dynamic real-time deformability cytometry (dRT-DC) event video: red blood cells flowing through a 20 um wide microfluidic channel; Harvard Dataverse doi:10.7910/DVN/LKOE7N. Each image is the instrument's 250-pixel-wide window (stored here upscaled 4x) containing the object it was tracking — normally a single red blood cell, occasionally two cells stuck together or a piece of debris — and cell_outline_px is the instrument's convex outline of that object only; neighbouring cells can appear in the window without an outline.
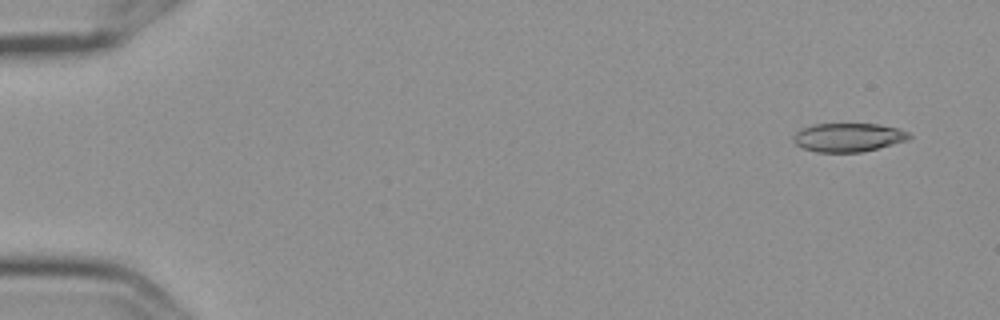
{"species": "Egyptian fruit bat (a non-hibernating species)", "species_latin": "Rousettus aegyptiacus", "temperature_condition": "cold", "stored_images_in_passage": 5, "camera_frame_rate_fps": 3000, "um_per_image_px": 0.085, "frame": {"image": 1, "passage_image": 1, "time_ms": 0.0, "image_size_px": [1000, 320], "cell_outline_px": [[912, 136], [908, 140], [860, 152], [816, 152], [804, 148], [796, 144], [792, 136], [800, 128], [812, 124], [880, 124], [900, 128], [908, 132]], "centroid_in_image_um": [72.1, 11.66], "position_along_channel_um": 12.9, "area_um2": 19.36}}
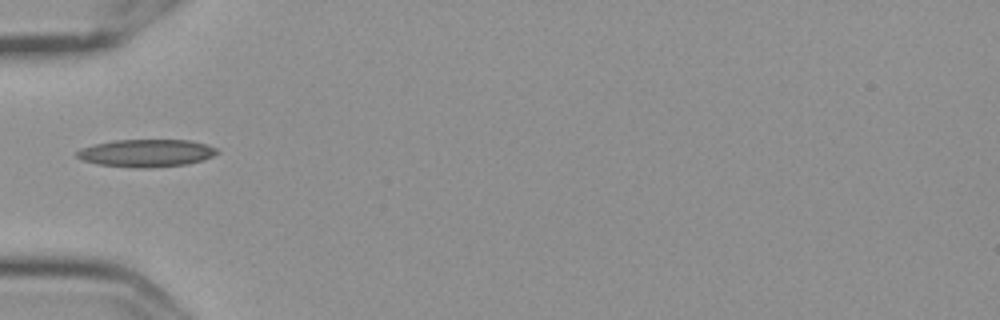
{"frame": {"image": 2, "passage_image": 5, "time_ms": 1.333, "image_size_px": [1000, 320], "cell_outline_px": [[220, 152], [204, 160], [184, 164], [152, 168], [140, 168], [100, 164], [84, 160], [76, 156], [76, 152], [80, 148], [92, 144], [112, 140], [192, 140], [208, 144], [216, 148]], "centroid_in_image_um": [12.46, 13.0], "position_along_channel_um": 72.5, "area_um2": 22.6}}